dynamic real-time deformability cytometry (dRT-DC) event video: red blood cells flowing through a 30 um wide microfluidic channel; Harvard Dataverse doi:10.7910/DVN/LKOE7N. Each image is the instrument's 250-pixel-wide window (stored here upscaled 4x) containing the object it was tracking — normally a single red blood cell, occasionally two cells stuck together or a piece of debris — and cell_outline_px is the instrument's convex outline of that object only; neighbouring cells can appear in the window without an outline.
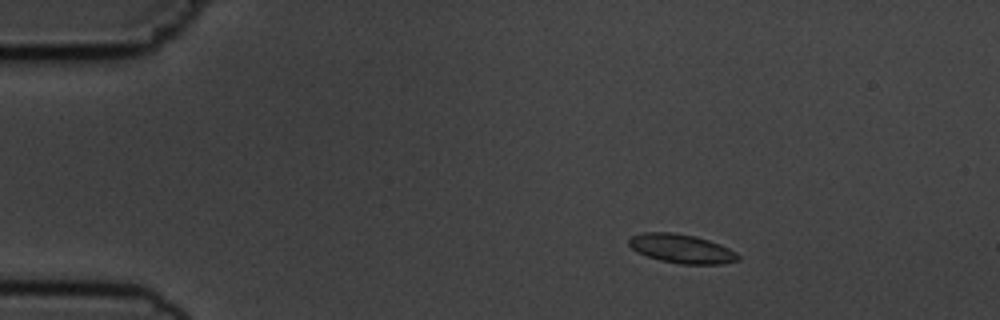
{"species": "common noctule bat (a hibernating species)", "species_latin": "Nyctalus noctula", "temperature_condition": "cold", "stored_images_in_passage": 4, "camera_frame_rate_fps": 3000, "um_per_image_px": 0.085, "animal": {"sex": "male", "body_mass_g": 19.5, "forearm_length_mm": 54.6}, "frame": {"image": 1, "passage_image": 2, "time_ms": 1.333, "image_size_px": [1000, 320], "cell_outline_px": [[740, 260], [724, 264], [680, 264], [660, 260], [636, 252], [628, 244], [628, 240], [632, 236], [644, 232], [672, 232], [696, 236], [720, 244], [736, 252], [740, 256]], "centroid_in_image_um": [57.95, 21.14], "position_along_channel_um": 27.1, "area_um2": 18.5}}